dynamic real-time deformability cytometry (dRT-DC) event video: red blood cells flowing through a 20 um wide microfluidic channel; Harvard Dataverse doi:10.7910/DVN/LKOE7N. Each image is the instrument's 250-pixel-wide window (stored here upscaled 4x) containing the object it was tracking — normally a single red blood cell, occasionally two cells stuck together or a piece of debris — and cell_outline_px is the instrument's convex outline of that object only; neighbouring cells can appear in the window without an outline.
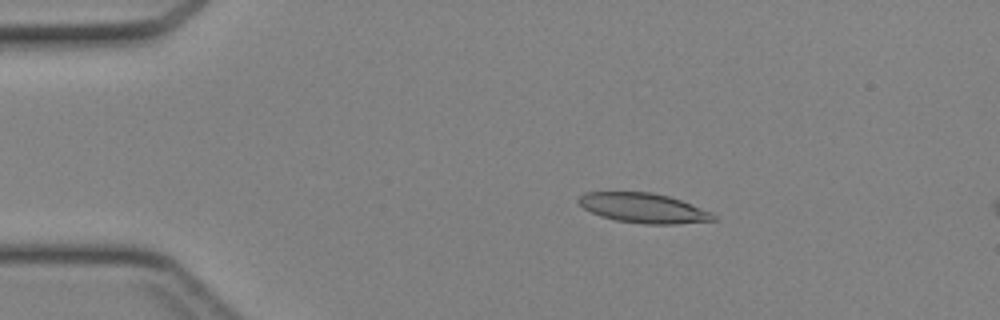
{"species": "Egyptian fruit bat (a non-hibernating species)", "species_latin": "Rousettus aegyptiacus", "temperature_condition": "cold", "stored_images_in_passage": 13, "camera_frame_rate_fps": 3000, "um_per_image_px": 0.085, "animal": {"sex": "female"}, "frame": {"image": 1, "passage_image": 8, "time_ms": 2.333, "image_size_px": [1000, 320], "cell_outline_px": [[716, 220], [676, 224], [644, 224], [616, 220], [600, 216], [584, 208], [576, 200], [584, 192], [652, 192], [668, 196], [680, 200], [712, 212], [716, 216]], "centroid_in_image_um": [54.69, 17.68], "position_along_channel_um": 30.3, "area_um2": 23.29}}